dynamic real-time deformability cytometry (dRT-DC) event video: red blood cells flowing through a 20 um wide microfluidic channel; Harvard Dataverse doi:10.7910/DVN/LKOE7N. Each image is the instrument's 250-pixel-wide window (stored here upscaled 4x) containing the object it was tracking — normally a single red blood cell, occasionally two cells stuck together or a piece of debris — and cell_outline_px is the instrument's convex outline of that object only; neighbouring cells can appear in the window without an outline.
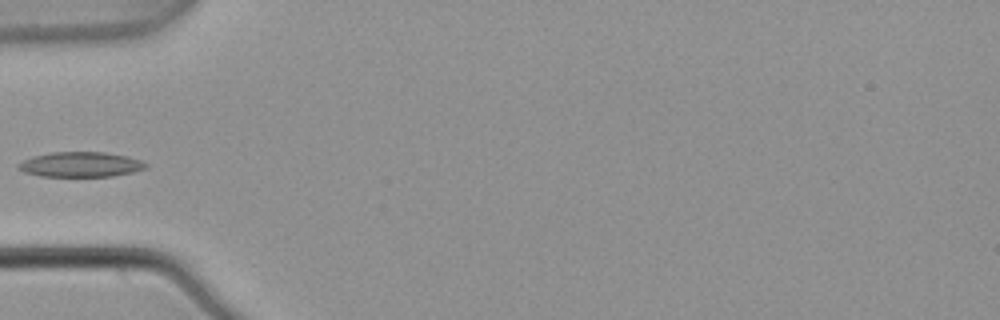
{"species": "common noctule bat (a hibernating species)", "species_latin": "Nyctalus noctula", "temperature_condition": "warm", "stored_images_in_passage": 3, "camera_frame_rate_fps": 3000, "um_per_image_px": 0.085, "animal": {"sex": "male", "body_mass_g": 21.5, "forearm_length_mm": 52.0}, "frame": {"image": 1, "passage_image": 3, "time_ms": 0.667, "image_size_px": [1000, 320], "cell_outline_px": [[148, 168], [132, 172], [112, 176], [40, 176], [24, 172], [16, 168], [16, 164], [24, 160], [36, 156], [52, 152], [104, 152], [128, 156], [140, 160], [148, 164]], "centroid_in_image_um": [6.86, 13.98], "position_along_channel_um": 78.1, "area_um2": 18.55}}